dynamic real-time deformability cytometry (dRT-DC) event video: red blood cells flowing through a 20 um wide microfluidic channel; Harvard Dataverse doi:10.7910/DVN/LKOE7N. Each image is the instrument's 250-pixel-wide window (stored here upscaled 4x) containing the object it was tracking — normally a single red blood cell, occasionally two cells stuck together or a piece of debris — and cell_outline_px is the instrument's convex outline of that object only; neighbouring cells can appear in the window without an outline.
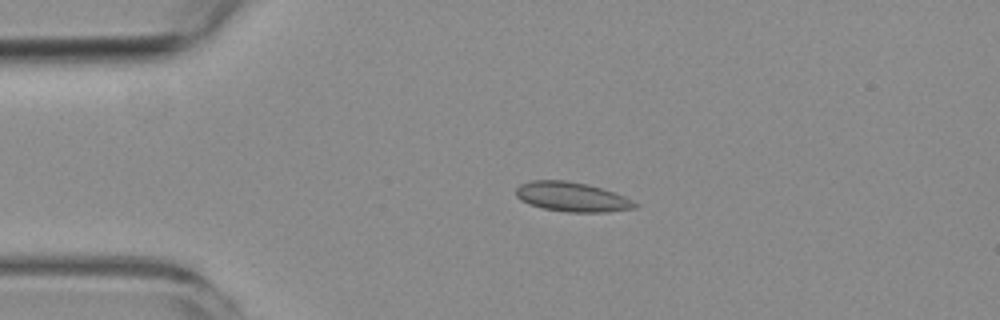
{"species": "common noctule bat (a hibernating species)", "species_latin": "Nyctalus noctula", "temperature_condition": "room temperature", "stored_images_in_passage": 4, "camera_frame_rate_fps": 3000, "um_per_image_px": 0.085, "animal": {"sex": "female", "body_mass_g": 19.3, "forearm_length_mm": 54.1}, "frame": {"image": 1, "passage_image": 3, "time_ms": 2.333, "image_size_px": [1000, 320], "cell_outline_px": [[640, 204], [636, 208], [608, 212], [564, 212], [544, 208], [528, 204], [520, 200], [516, 196], [516, 188], [520, 184], [532, 180], [564, 180], [588, 184], [616, 192]], "centroid_in_image_um": [48.63, 16.74], "position_along_channel_um": 36.4, "area_um2": 20.69}}